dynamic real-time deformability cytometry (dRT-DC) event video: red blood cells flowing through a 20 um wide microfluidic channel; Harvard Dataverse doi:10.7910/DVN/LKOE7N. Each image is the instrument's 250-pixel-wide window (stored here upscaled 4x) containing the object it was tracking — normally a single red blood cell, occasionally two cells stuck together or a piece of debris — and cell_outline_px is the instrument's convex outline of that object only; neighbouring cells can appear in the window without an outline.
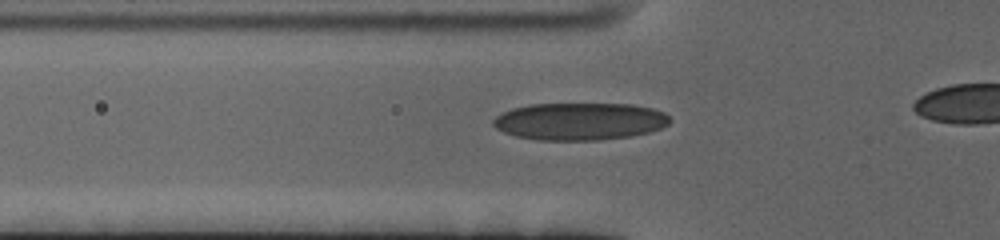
{"species": "human", "species_latin": "Homo sapiens", "temperature_condition": "cold", "stored_images_in_passage": 32, "camera_frame_rate_fps": 3000, "um_per_image_px": 0.085, "donor": {"sex": "female"}, "frame": {"image": 1, "passage_image": 3, "time_ms": 0.667, "image_size_px": [1000, 240], "cell_outline_px": [[668, 124], [660, 128], [648, 132], [632, 136], [596, 140], [540, 140], [516, 136], [504, 132], [496, 128], [492, 124], [492, 120], [496, 116], [512, 108], [528, 104], [632, 104], [652, 108], [664, 112], [668, 116]], "centroid_in_image_um": [49.25, 10.31], "position_along_channel_um": 76.5, "area_um2": 38.38}}
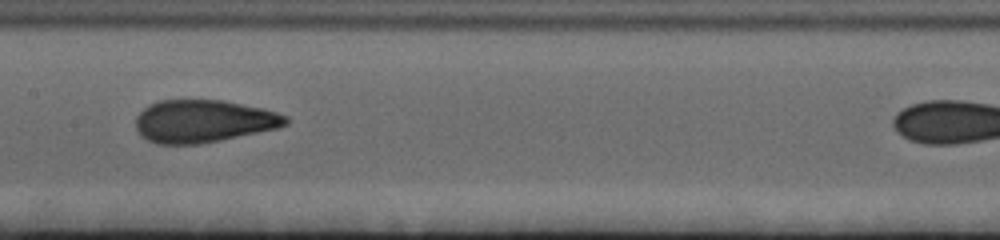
{"frame": {"image": 2, "passage_image": 13, "time_ms": 4.0, "image_size_px": [1000, 240], "cell_outline_px": [[288, 124], [276, 128], [220, 140], [200, 144], [156, 144], [140, 136], [136, 128], [136, 116], [148, 104], [160, 100], [224, 100], [260, 108], [276, 112], [288, 116]], "centroid_in_image_um": [17.25, 10.3], "position_along_channel_um": 190.2, "area_um2": 37.17}}
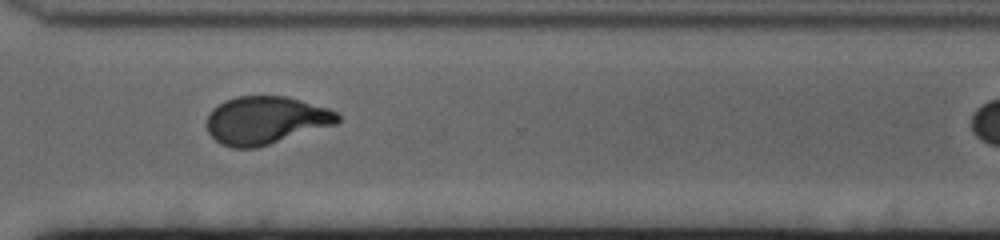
{"frame": {"image": 3, "passage_image": 27, "time_ms": 8.667, "image_size_px": [1000, 240], "cell_outline_px": [[340, 120], [336, 124], [256, 148], [232, 148], [220, 144], [208, 132], [204, 124], [212, 108], [224, 100], [236, 96], [284, 96], [300, 100], [328, 108], [336, 112], [340, 116]], "centroid_in_image_um": [22.54, 10.22], "position_along_channel_um": 348.1, "area_um2": 36.59}}